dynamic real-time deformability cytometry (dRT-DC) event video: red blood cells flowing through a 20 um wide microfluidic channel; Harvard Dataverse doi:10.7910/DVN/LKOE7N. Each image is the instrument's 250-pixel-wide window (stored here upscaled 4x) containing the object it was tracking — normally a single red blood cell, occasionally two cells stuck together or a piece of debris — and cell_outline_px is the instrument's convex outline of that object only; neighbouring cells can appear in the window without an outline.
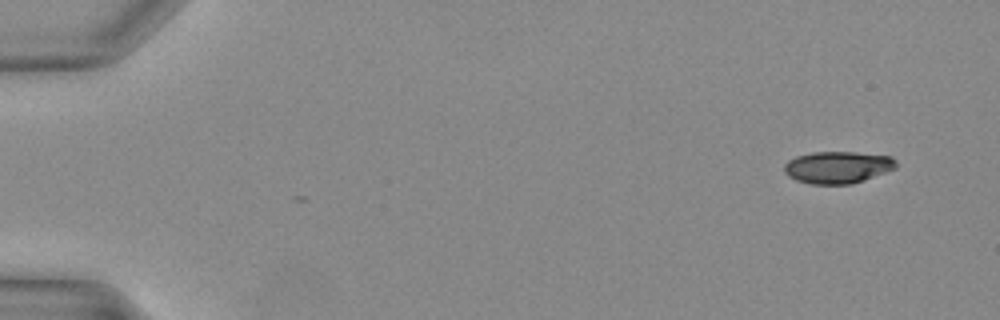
{"species": "Egyptian fruit bat (a non-hibernating species)", "species_latin": "Rousettus aegyptiacus", "temperature_condition": "warm", "stored_images_in_passage": 8, "camera_frame_rate_fps": 3000, "um_per_image_px": 0.085, "animal": {"sex": "female"}, "frame": {"image": 1, "passage_image": 1, "time_ms": 0.0, "image_size_px": [1000, 320], "cell_outline_px": [[896, 168], [864, 180], [852, 184], [812, 184], [796, 180], [788, 176], [784, 172], [784, 164], [788, 160], [796, 156], [812, 152], [856, 152], [892, 156], [896, 160]], "centroid_in_image_um": [71.19, 14.21], "position_along_channel_um": 13.8, "area_um2": 20.98}}